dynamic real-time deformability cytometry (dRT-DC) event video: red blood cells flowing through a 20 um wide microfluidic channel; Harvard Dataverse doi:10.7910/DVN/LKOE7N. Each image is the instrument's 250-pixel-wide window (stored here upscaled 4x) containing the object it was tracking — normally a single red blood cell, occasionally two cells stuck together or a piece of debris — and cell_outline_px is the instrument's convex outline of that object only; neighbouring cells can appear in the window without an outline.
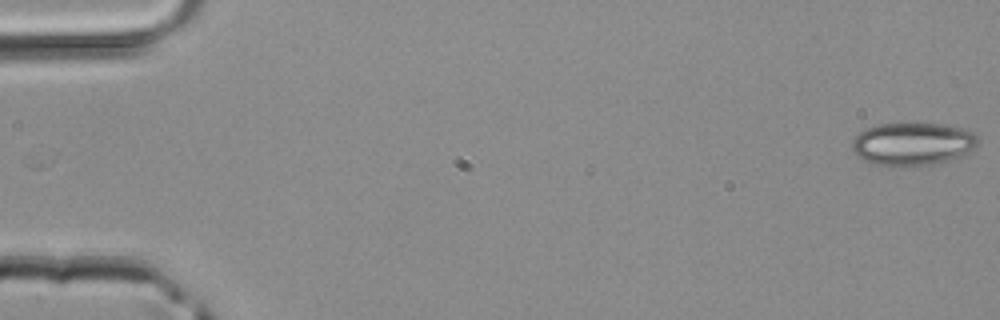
{"species": "common noctule bat (a hibernating species)", "species_latin": "Nyctalus noctula", "temperature_condition": "room temperature", "stored_images_in_passage": 45, "camera_frame_rate_fps": 3000, "um_per_image_px": 0.085, "animal": {"sex": "male", "body_mass_g": 20.4}, "frame": {"image": 1, "passage_image": 1, "time_ms": 0.0, "image_size_px": [1000, 320], "cell_outline_px": [[980, 140], [976, 148], [972, 152], [964, 156], [916, 168], [900, 168], [872, 164], [856, 156], [852, 148], [852, 140], [864, 128], [880, 124], [944, 124], [976, 132], [980, 136]], "centroid_in_image_um": [77.62, 12.27], "position_along_channel_um": 7.4, "area_um2": 32.48}}
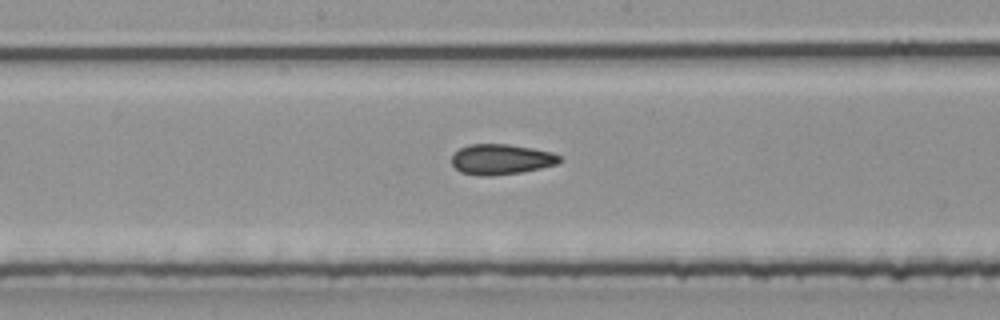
{"frame": {"image": 2, "passage_image": 24, "time_ms": 7.667, "image_size_px": [1000, 320], "cell_outline_px": [[564, 160], [556, 164], [540, 168], [520, 172], [492, 176], [480, 176], [460, 172], [452, 164], [452, 156], [460, 148], [468, 144], [508, 144], [532, 148], [552, 152], [560, 156]], "centroid_in_image_um": [42.6, 13.54], "position_along_channel_um": 205.6, "area_um2": 19.13}}
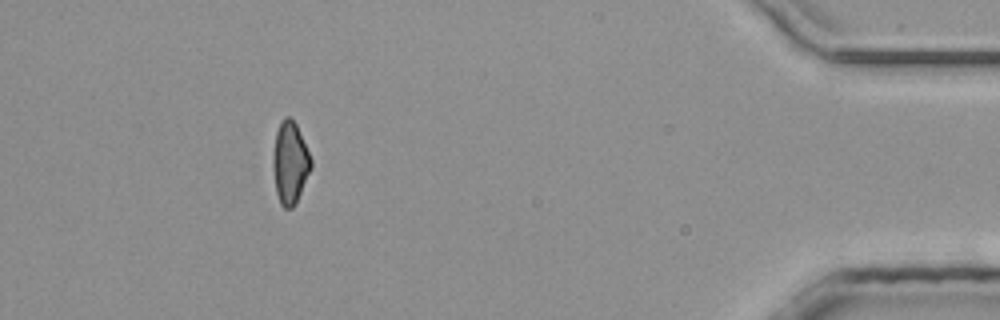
{"frame": {"image": 3, "passage_image": 41, "time_ms": 13.333, "image_size_px": [1000, 320], "cell_outline_px": [[312, 168], [292, 208], [284, 208], [280, 204], [276, 192], [272, 168], [272, 156], [276, 132], [284, 116], [288, 116], [296, 124], [312, 160]], "centroid_in_image_um": [24.63, 13.83], "position_along_channel_um": 410.6, "area_um2": 18.03}}